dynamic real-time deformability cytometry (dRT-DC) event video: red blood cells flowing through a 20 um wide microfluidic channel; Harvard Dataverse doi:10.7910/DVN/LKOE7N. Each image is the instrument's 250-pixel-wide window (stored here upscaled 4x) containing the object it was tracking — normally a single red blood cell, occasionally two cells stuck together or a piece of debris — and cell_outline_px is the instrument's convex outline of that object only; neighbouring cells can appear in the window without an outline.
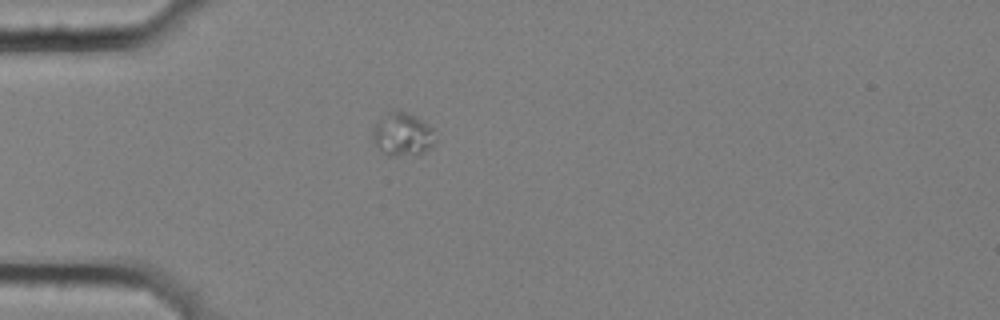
{"species": "common noctule bat (a hibernating species)", "species_latin": "Nyctalus noctula", "temperature_condition": "cold", "stored_images_in_passage": 9, "camera_frame_rate_fps": 3000, "um_per_image_px": 0.085, "animal": {"sex": "female", "body_mass_g": 25.1}, "frame": {"image": 1, "passage_image": 6, "time_ms": 1.667, "image_size_px": [1000, 320], "cell_outline_px": [[432, 144], [428, 148], [420, 152], [396, 156], [388, 156], [372, 140], [372, 132], [376, 124], [388, 112], [396, 108], [416, 116], [432, 128]], "centroid_in_image_um": [34.16, 11.38], "position_along_channel_um": 50.8, "area_um2": 15.14}}